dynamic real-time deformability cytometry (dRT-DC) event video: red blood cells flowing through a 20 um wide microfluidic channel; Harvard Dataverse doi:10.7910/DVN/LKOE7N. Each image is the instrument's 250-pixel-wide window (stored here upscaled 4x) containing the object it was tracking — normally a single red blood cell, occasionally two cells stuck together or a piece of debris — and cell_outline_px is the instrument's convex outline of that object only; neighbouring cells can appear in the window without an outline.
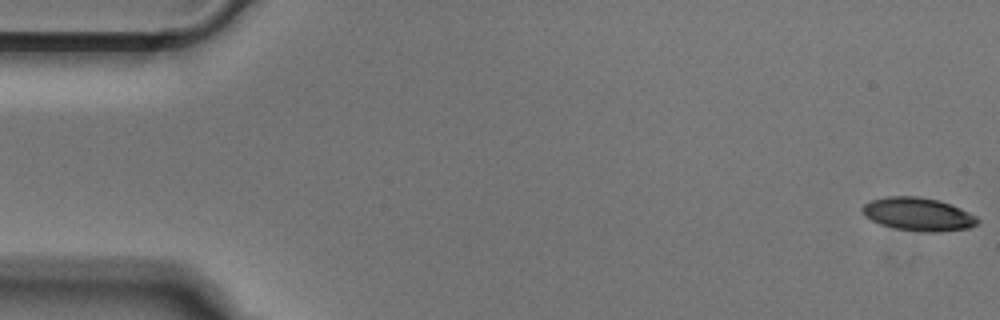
{"species": "Egyptian fruit bat (a non-hibernating species)", "species_latin": "Rousettus aegyptiacus", "temperature_condition": "cold", "stored_images_in_passage": 51, "camera_frame_rate_fps": 3000, "um_per_image_px": 0.085, "animal": {"sex": "male"}, "frame": {"image": 1, "passage_image": 1, "time_ms": 0.0, "image_size_px": [1000, 320], "cell_outline_px": [[980, 220], [976, 224], [968, 228], [936, 232], [920, 232], [892, 228], [880, 224], [864, 216], [860, 208], [864, 204], [872, 200], [888, 196], [920, 196], [940, 200], [960, 208], [976, 216]], "centroid_in_image_um": [78.02, 18.21], "position_along_channel_um": 7.0, "area_um2": 22.43}}
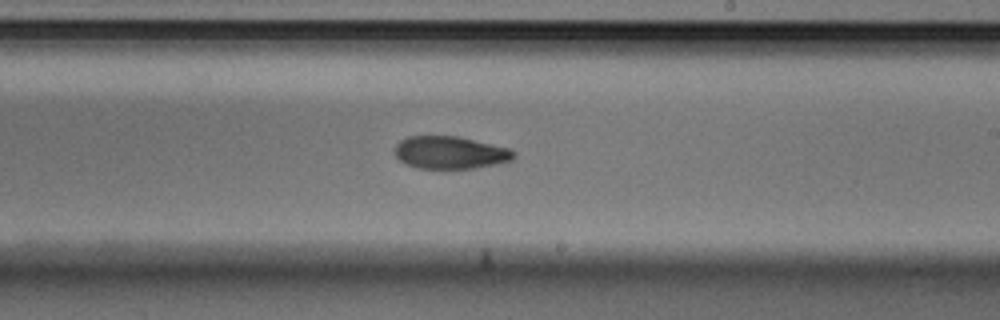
{"frame": {"image": 2, "passage_image": 30, "time_ms": 9.667, "image_size_px": [1000, 320], "cell_outline_px": [[516, 156], [512, 160], [496, 164], [476, 168], [416, 168], [404, 164], [396, 156], [396, 144], [400, 140], [408, 136], [456, 136], [508, 148], [516, 152]], "centroid_in_image_um": [38.26, 12.97], "position_along_channel_um": 250.7, "area_um2": 22.48}}
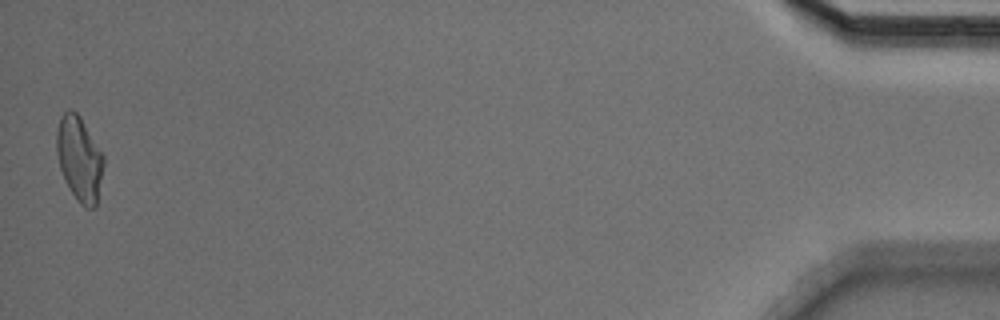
{"frame": {"image": 3, "passage_image": 51, "time_ms": 16.667, "image_size_px": [1000, 320], "cell_outline_px": [[104, 164], [96, 204], [92, 208], [88, 208], [80, 204], [72, 192], [60, 168], [56, 152], [56, 132], [60, 116], [68, 108], [76, 112], [80, 116], [104, 156]], "centroid_in_image_um": [6.73, 13.44], "position_along_channel_um": 428.5, "area_um2": 22.89}}